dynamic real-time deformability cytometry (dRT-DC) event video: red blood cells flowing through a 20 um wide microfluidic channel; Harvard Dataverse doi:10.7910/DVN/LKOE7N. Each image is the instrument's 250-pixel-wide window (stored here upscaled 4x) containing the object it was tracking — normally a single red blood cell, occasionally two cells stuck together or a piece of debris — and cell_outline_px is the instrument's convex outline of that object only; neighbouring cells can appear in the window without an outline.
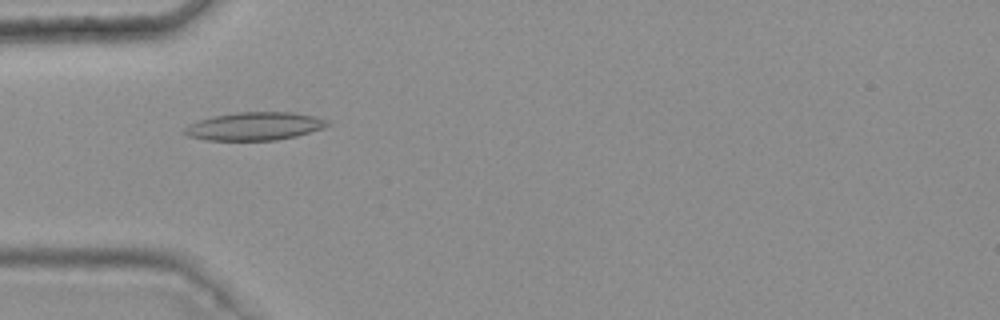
{"species": "common noctule bat (a hibernating species)", "species_latin": "Nyctalus noctula", "temperature_condition": "warm", "stored_images_in_passage": 4, "camera_frame_rate_fps": 3000, "um_per_image_px": 0.085, "animal": {"sex": "female", "body_mass_g": 25.1}, "frame": {"image": 1, "passage_image": 3, "time_ms": 0.667, "image_size_px": [1000, 320], "cell_outline_px": [[332, 124], [324, 128], [296, 136], [276, 140], [208, 140], [188, 136], [180, 132], [188, 124], [212, 116], [236, 112], [292, 112], [312, 116], [328, 120]], "centroid_in_image_um": [21.63, 10.73], "position_along_channel_um": 63.4, "area_um2": 23.47}}
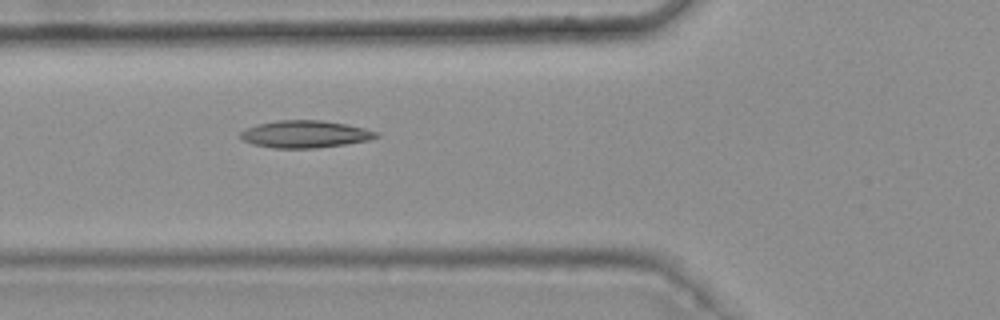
{"frame": {"image": 2, "passage_image": 4, "time_ms": 1.0, "image_size_px": [1000, 320], "cell_outline_px": [[380, 136], [368, 140], [344, 144], [316, 148], [272, 148], [252, 144], [244, 140], [240, 136], [240, 132], [244, 128], [256, 124], [276, 120], [320, 120], [348, 124], [364, 128], [376, 132]], "centroid_in_image_um": [25.89, 11.39], "position_along_channel_um": 99.9, "area_um2": 21.62}}